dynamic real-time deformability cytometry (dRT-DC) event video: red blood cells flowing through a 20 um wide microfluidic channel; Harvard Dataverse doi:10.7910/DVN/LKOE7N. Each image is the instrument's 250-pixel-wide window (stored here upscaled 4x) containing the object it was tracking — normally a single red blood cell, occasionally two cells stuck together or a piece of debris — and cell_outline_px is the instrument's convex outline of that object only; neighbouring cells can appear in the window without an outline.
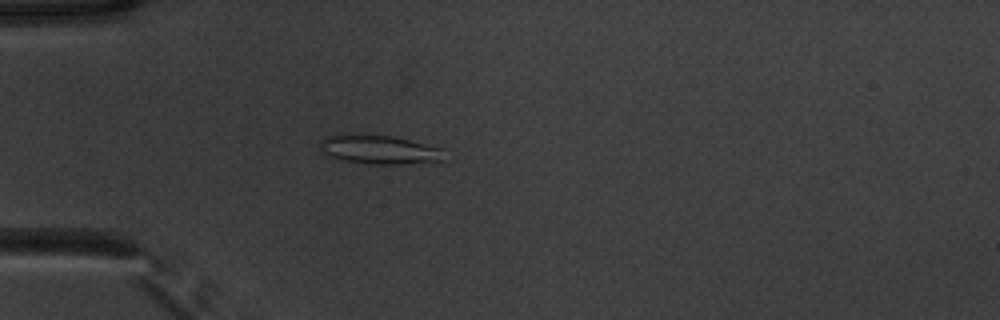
{"species": "common noctule bat (a hibernating species)", "species_latin": "Nyctalus noctula", "temperature_condition": "warm", "stored_images_in_passage": 44, "camera_frame_rate_fps": 3000, "um_per_image_px": 0.085, "animal": {"sex": "male", "body_mass_g": 20.1, "forearm_length_mm": 53.5}, "frame": {"image": 1, "passage_image": 7, "time_ms": 2.0, "image_size_px": [1000, 320], "cell_outline_px": [[444, 160], [404, 164], [368, 164], [340, 160], [328, 156], [320, 148], [320, 144], [324, 136], [340, 132], [360, 132], [392, 136], [444, 148]], "centroid_in_image_um": [32.17, 12.67], "position_along_channel_um": 52.8, "area_um2": 21.79}}
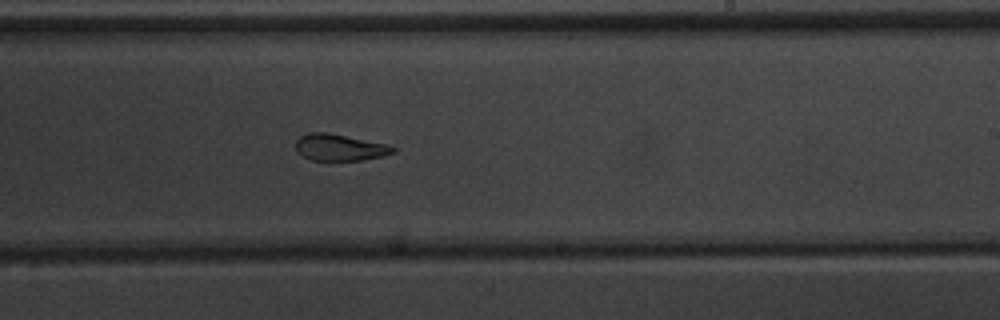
{"frame": {"image": 2, "passage_image": 24, "time_ms": 7.667, "image_size_px": [1000, 320], "cell_outline_px": [[396, 152], [384, 156], [360, 160], [308, 160], [296, 152], [296, 140], [300, 136], [308, 132], [328, 132], [388, 144], [396, 148]], "centroid_in_image_um": [28.86, 12.53], "position_along_channel_um": 260.1, "area_um2": 15.32}}
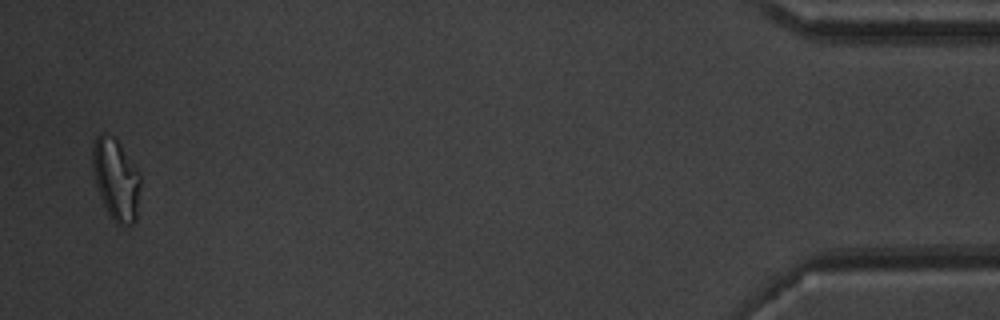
{"frame": {"image": 3, "passage_image": 43, "time_ms": 14.0, "image_size_px": [1000, 320], "cell_outline_px": [[140, 184], [136, 220], [132, 224], [124, 228], [116, 224], [108, 212], [100, 196], [96, 184], [92, 168], [92, 144], [96, 136], [100, 132], [104, 132], [112, 136], [120, 144], [136, 168], [140, 176]], "centroid_in_image_um": [9.84, 15.25], "position_along_channel_um": 425.4, "area_um2": 22.77}, "authors_computed_cell_mechanics": {"area_um2": 17.3978, "velocity_mm_per_s": 3.8689, "shape_relaxation_time_tau1_ms": null, "shape_relaxation_time_tau2_ms": 2.7245, "deformation_change_tau1": null, "deformation_change_tau2": 0.1044}}